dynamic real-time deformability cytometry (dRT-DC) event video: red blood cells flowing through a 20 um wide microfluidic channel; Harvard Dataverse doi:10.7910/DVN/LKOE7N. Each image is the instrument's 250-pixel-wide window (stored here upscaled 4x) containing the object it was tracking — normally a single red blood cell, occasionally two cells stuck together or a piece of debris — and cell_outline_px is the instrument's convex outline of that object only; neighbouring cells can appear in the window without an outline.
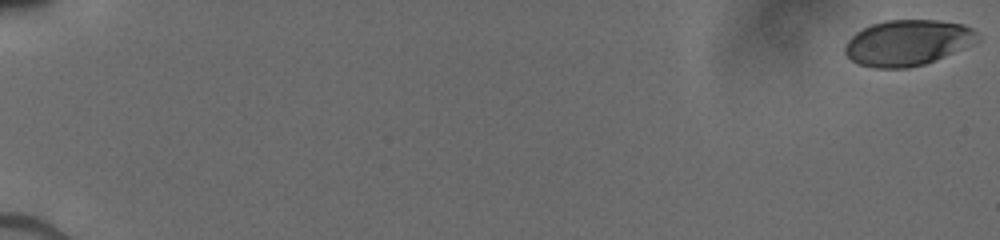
{"species": "human", "species_latin": "Homo sapiens", "temperature_condition": "cold", "stored_images_in_passage": 24, "camera_frame_rate_fps": 3000, "um_per_image_px": 0.085, "donor": {"sex": "male"}, "frame": {"image": 1, "passage_image": 1, "time_ms": 0.0, "image_size_px": [1000, 240], "cell_outline_px": [[980, 40], [972, 44], [924, 64], [908, 68], [876, 68], [860, 64], [852, 60], [844, 52], [844, 48], [848, 40], [856, 32], [872, 24], [888, 20], [936, 20], [964, 24], [972, 28], [980, 36]], "centroid_in_image_um": [77.15, 3.62], "position_along_channel_um": 7.8, "area_um2": 35.08}}
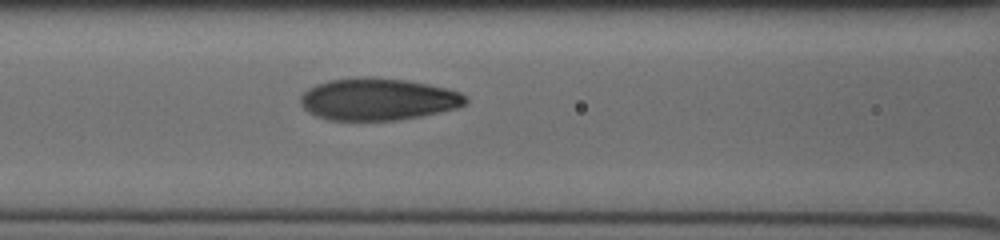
{"frame": {"image": 2, "passage_image": 21, "time_ms": 8.333, "image_size_px": [1000, 240], "cell_outline_px": [[468, 104], [456, 108], [420, 116], [396, 120], [328, 120], [316, 116], [308, 112], [300, 104], [300, 96], [308, 88], [316, 84], [328, 80], [364, 76], [404, 80], [428, 84], [448, 88], [460, 92], [468, 96]], "centroid_in_image_um": [32.13, 8.43], "position_along_channel_um": 134.5, "area_um2": 40.69}}
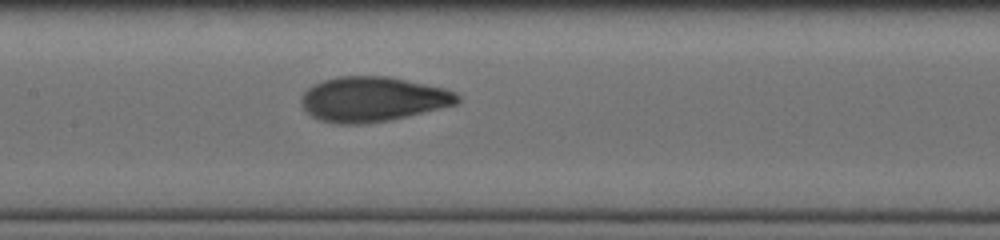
{"frame": {"image": 3, "passage_image": 24, "time_ms": 9.333, "image_size_px": [1000, 240], "cell_outline_px": [[460, 100], [456, 104], [408, 116], [388, 120], [364, 124], [336, 124], [320, 120], [312, 116], [304, 108], [300, 100], [300, 96], [308, 88], [324, 80], [336, 76], [388, 76], [444, 88], [456, 92], [460, 96]], "centroid_in_image_um": [31.67, 8.43], "position_along_channel_um": 175.7, "area_um2": 40.75}}